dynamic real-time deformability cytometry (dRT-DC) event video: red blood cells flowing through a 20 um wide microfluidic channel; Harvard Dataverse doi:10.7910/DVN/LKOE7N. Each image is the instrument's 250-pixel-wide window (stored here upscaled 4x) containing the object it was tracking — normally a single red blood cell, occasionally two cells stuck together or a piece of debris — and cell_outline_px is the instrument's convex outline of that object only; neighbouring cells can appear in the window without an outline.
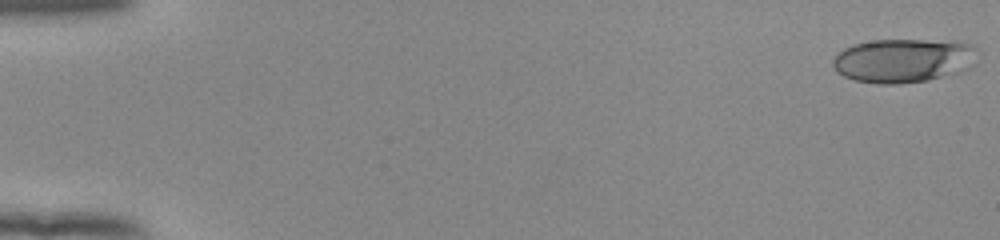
{"species": "human", "species_latin": "Homo sapiens", "temperature_condition": "room temperature", "stored_images_in_passage": 53, "camera_frame_rate_fps": 3000, "um_per_image_px": 0.085, "donor": {"sex": "female"}, "frame": {"image": 1, "passage_image": 1, "time_ms": 0.0, "image_size_px": [1000, 240], "cell_outline_px": [[980, 60], [976, 64], [960, 72], [928, 80], [900, 84], [876, 84], [852, 80], [836, 72], [832, 64], [832, 60], [844, 48], [852, 44], [872, 40], [960, 40], [972, 44], [976, 48]], "centroid_in_image_um": [76.86, 5.13], "position_along_channel_um": 8.1, "area_um2": 37.97}}
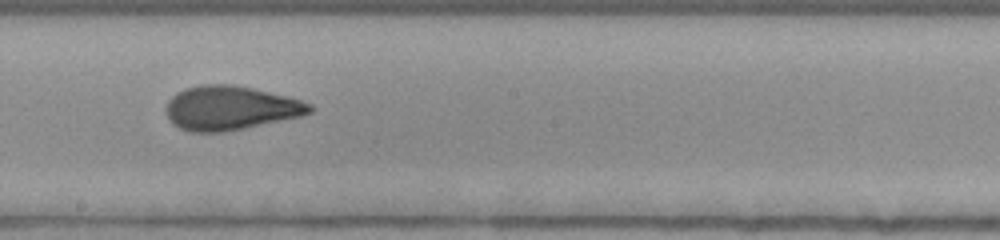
{"frame": {"image": 2, "passage_image": 31, "time_ms": 10.0, "image_size_px": [1000, 240], "cell_outline_px": [[316, 108], [312, 112], [304, 116], [224, 132], [188, 132], [172, 124], [168, 116], [168, 100], [176, 92], [184, 88], [200, 84], [232, 84], [252, 88], [288, 96], [312, 104]], "centroid_in_image_um": [19.62, 9.18], "position_along_channel_um": 228.6, "area_um2": 37.17}}
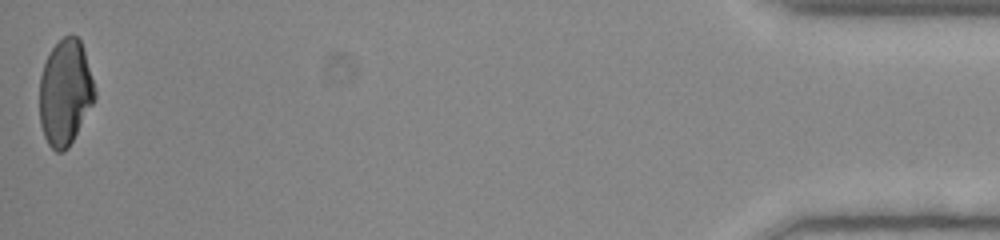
{"frame": {"image": 3, "passage_image": 53, "time_ms": 17.333, "image_size_px": [1000, 240], "cell_outline_px": [[96, 96], [92, 104], [68, 148], [64, 152], [56, 152], [48, 144], [44, 136], [40, 124], [40, 76], [44, 64], [52, 48], [64, 36], [76, 36], [80, 40], [84, 52], [96, 92]], "centroid_in_image_um": [5.52, 7.89], "position_along_channel_um": 429.7, "area_um2": 33.52}, "authors_computed_cell_mechanics": {"area_um2": 35.6626, "velocity_mm_per_s": 3.9266, "shape_relaxation_time_tau1_ms": 10.0352, "shape_relaxation_time_tau2_ms": 0.9155, "deformation_change_tau1": 0.2411, "deformation_change_tau2": 0.0728}}